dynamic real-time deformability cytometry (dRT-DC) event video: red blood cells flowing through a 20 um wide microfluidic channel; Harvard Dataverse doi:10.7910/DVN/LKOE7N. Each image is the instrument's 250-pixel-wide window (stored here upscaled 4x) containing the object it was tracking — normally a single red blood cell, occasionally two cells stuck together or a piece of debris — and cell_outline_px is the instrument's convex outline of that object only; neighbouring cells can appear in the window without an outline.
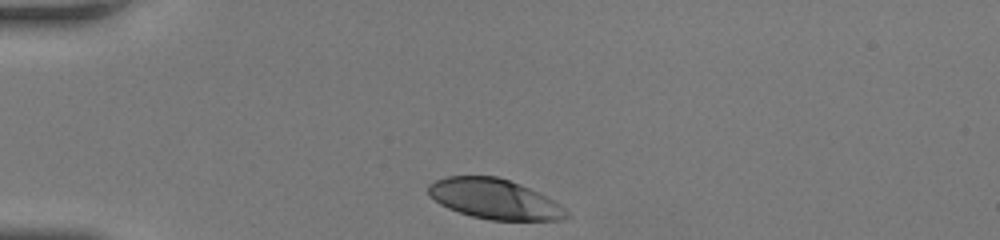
{"species": "human", "species_latin": "Homo sapiens", "temperature_condition": "room temperature", "stored_images_in_passage": 30, "camera_frame_rate_fps": 3000, "um_per_image_px": 0.085, "donor": {"sex": "female"}, "frame": {"image": 1, "passage_image": 1, "time_ms": 0.0, "image_size_px": [1000, 240], "cell_outline_px": [[568, 216], [560, 220], [488, 220], [472, 216], [448, 208], [440, 204], [428, 192], [428, 184], [436, 180], [448, 176], [496, 176], [520, 184], [552, 200], [564, 208], [568, 212]], "centroid_in_image_um": [42.01, 16.92], "position_along_channel_um": 43.0, "area_um2": 31.73}}
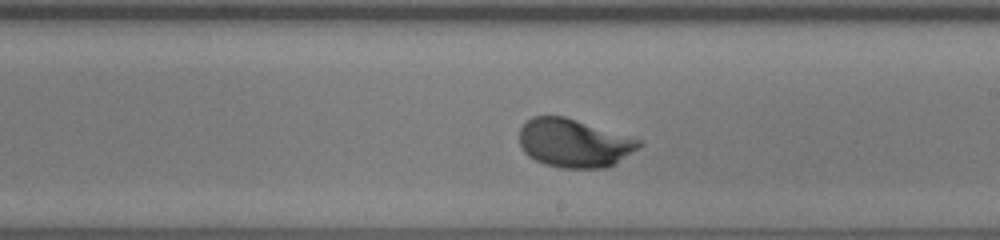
{"frame": {"image": 2, "passage_image": 18, "time_ms": 5.667, "image_size_px": [1000, 240], "cell_outline_px": [[644, 144], [612, 164], [604, 168], [560, 168], [544, 164], [528, 156], [520, 148], [520, 128], [532, 116], [564, 116], [644, 140]], "centroid_in_image_um": [48.78, 12.15], "position_along_channel_um": 240.2, "area_um2": 33.7}}
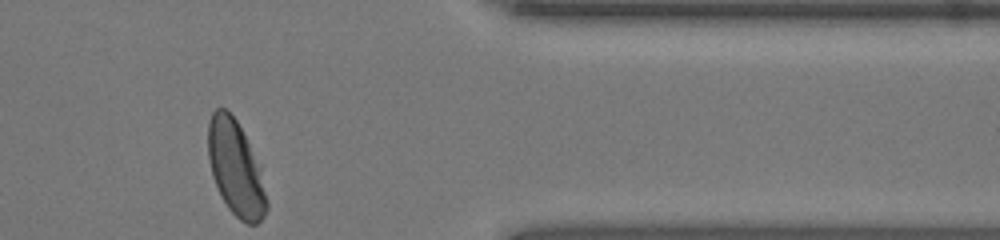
{"frame": {"image": 3, "passage_image": 30, "time_ms": 9.667, "image_size_px": [1000, 240], "cell_outline_px": [[268, 208], [264, 216], [256, 224], [248, 224], [240, 220], [228, 208], [220, 196], [212, 176], [208, 156], [208, 120], [212, 112], [216, 108], [224, 108], [236, 120], [260, 168], [268, 204]], "centroid_in_image_um": [20.01, 14.33], "position_along_channel_um": 391.4, "area_um2": 32.02}, "authors_computed_cell_mechanics": {"area_um2": 33.5529, "velocity_mm_per_s": 4.156, "shape_relaxation_time_tau1_ms": 2.0335, "shape_relaxation_time_tau2_ms": null, "deformation_change_tau1": 0.1621, "deformation_change_tau2": null}}